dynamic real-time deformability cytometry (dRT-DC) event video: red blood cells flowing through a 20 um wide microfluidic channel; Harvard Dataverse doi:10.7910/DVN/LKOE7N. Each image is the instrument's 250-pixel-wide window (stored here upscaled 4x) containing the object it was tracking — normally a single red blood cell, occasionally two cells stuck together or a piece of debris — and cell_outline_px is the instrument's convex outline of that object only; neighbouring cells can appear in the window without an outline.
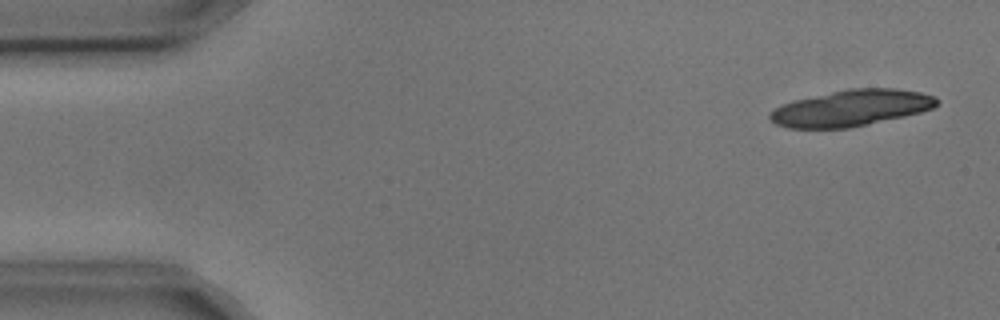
{"species": "common noctule bat (a hibernating species)", "species_latin": "Nyctalus noctula", "temperature_condition": "cold", "stored_images_in_passage": 7, "camera_frame_rate_fps": 3000, "um_per_image_px": 0.085, "animal": {"sex": "male", "body_mass_g": 17.9, "forearm_length_mm": 54.2}, "frame": {"image": 1, "passage_image": 1, "time_ms": 0.0, "image_size_px": [1000, 320], "cell_outline_px": [[940, 104], [932, 108], [920, 112], [904, 116], [848, 128], [788, 128], [776, 124], [768, 116], [780, 104], [792, 100], [852, 88], [896, 88], [920, 92], [936, 96], [940, 100]], "centroid_in_image_um": [72.38, 9.17], "position_along_channel_um": 12.6, "area_um2": 35.14}}